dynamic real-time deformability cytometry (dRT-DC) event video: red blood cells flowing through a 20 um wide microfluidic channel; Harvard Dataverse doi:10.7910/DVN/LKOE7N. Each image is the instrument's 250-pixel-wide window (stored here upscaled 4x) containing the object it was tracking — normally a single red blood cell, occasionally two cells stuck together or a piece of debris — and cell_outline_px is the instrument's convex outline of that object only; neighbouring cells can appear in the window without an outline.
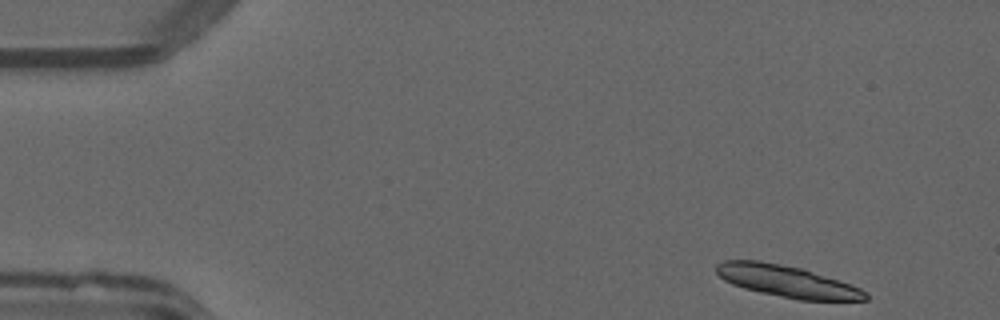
{"species": "common noctule bat (a hibernating species)", "species_latin": "Nyctalus noctula", "temperature_condition": "warm", "stored_images_in_passage": 19, "segment_of_instrument_passage": [1, 2], "camera_frame_rate_fps": 3000, "um_per_image_px": 0.085, "animal": {"sex": "male", "forearm_length_mm": 52.5}, "frame": {"image": 1, "passage_image": 1, "time_ms": 0.0, "image_size_px": [1000, 320], "cell_outline_px": [[868, 300], [800, 300], [760, 292], [744, 288], [732, 284], [724, 280], [716, 272], [716, 264], [724, 260], [760, 260], [800, 268], [860, 288], [868, 292]], "centroid_in_image_um": [66.85, 23.91], "position_along_channel_um": 18.1, "area_um2": 27.17}}